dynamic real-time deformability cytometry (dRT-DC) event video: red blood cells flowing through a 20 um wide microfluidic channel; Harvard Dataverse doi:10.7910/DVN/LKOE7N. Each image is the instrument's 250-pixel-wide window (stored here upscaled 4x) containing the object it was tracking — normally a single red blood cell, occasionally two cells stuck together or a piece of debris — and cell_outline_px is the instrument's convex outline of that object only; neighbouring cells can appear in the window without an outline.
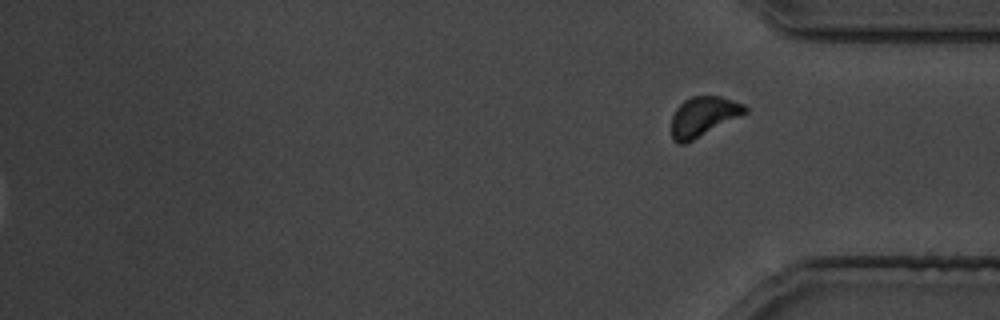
{"species": "common noctule bat (a hibernating species)", "species_latin": "Nyctalus noctula", "temperature_condition": "cold", "stored_images_in_passage": 38, "segment_of_instrument_passage": [2, 2], "camera_frame_rate_fps": 3000, "um_per_image_px": 0.085, "animal": {"sex": "male", "body_mass_g": 19.5, "forearm_length_mm": 54.6}, "frame": {"image": 1, "passage_image": 38, "time_ms": 45.0, "image_size_px": [1000, 320], "cell_outline_px": [[748, 112], [684, 144], [680, 144], [672, 140], [672, 116], [676, 108], [684, 100], [692, 96], [720, 96], [744, 104], [748, 108]], "centroid_in_image_um": [59.77, 9.89], "position_along_channel_um": 375.4, "area_um2": 16.82}}